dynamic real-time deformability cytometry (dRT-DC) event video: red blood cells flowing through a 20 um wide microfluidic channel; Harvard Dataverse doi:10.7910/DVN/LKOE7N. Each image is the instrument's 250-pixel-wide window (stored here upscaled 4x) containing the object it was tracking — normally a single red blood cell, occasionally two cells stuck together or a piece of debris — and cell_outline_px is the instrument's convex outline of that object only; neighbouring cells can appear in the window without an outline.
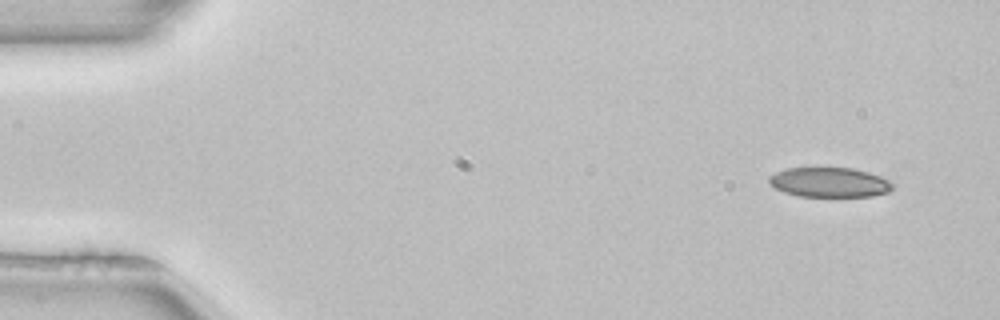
{"species": "common noctule bat (a hibernating species)", "species_latin": "Nyctalus noctula", "temperature_condition": "room temperature", "stored_images_in_passage": 5, "camera_frame_rate_fps": 3000, "um_per_image_px": 0.085, "animal": {"sex": "female", "body_mass_g": 22.7, "forearm_length_mm": 54.2}, "frame": {"image": 1, "passage_image": 1, "time_ms": 0.0, "image_size_px": [1000, 320], "cell_outline_px": [[892, 188], [888, 192], [872, 196], [800, 196], [784, 192], [768, 184], [768, 176], [784, 168], [852, 168], [868, 172], [880, 176], [888, 180], [892, 184]], "centroid_in_image_um": [70.46, 15.49], "position_along_channel_um": 14.5, "area_um2": 21.33}}
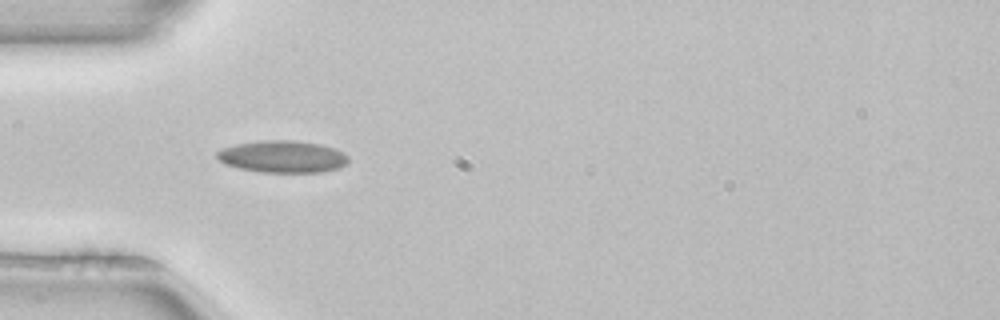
{"frame": {"image": 2, "passage_image": 4, "time_ms": 1.0, "image_size_px": [1000, 320], "cell_outline_px": [[348, 160], [340, 168], [320, 172], [260, 172], [240, 168], [224, 164], [216, 156], [216, 152], [224, 148], [236, 144], [264, 140], [292, 140], [320, 144], [332, 148], [348, 156]], "centroid_in_image_um": [23.99, 13.31], "position_along_channel_um": 61.0, "area_um2": 24.28}}